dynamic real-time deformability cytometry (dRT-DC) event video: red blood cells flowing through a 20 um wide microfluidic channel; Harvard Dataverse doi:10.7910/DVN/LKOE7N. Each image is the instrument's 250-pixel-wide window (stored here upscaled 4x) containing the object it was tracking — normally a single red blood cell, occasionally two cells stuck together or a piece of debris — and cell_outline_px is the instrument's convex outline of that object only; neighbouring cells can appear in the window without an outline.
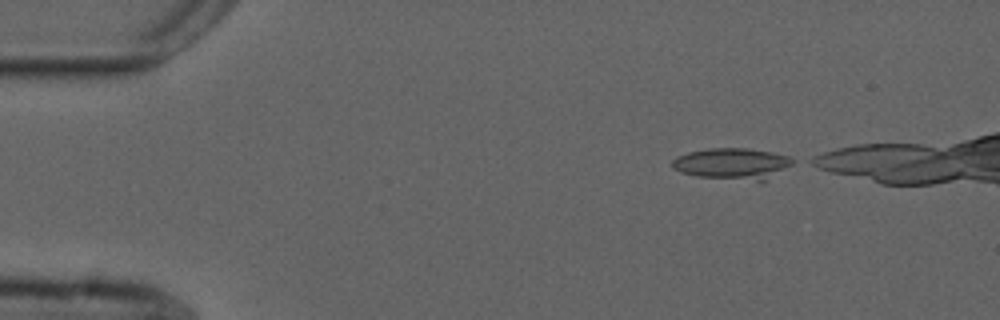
{"species": "common noctule bat (a hibernating species)", "species_latin": "Nyctalus noctula", "temperature_condition": "cold", "stored_images_in_passage": 10, "camera_frame_rate_fps": 3000, "um_per_image_px": 0.085, "animal": {"sex": "male", "forearm_length_mm": 52.5}, "frame": {"image": 1, "passage_image": 1, "time_ms": 0.0, "image_size_px": [1000, 320], "cell_outline_px": [[796, 160], [792, 164], [764, 180], [756, 180], [696, 176], [680, 172], [672, 168], [672, 160], [676, 156], [688, 152], [708, 148], [748, 148], [772, 152], [788, 156]], "centroid_in_image_um": [62.2, 13.88], "position_along_channel_um": 22.8, "area_um2": 21.68}}